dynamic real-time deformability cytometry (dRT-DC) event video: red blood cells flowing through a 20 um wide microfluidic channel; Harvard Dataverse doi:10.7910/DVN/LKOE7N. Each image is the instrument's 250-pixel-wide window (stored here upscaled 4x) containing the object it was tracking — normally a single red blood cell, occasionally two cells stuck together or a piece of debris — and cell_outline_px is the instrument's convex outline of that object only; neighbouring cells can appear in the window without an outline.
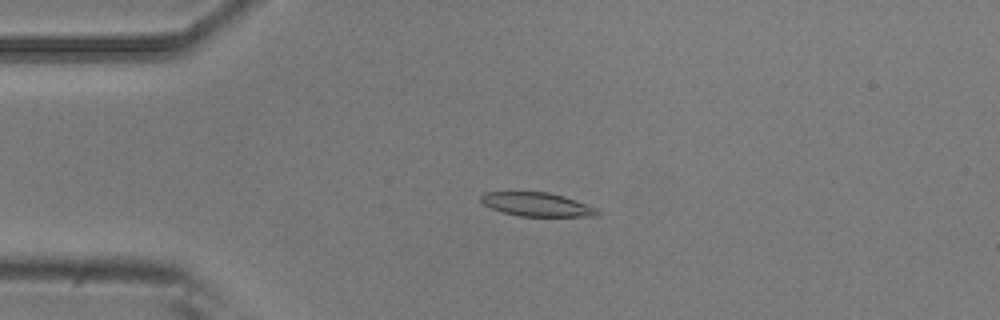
{"species": "common noctule bat (a hibernating species)", "species_latin": "Nyctalus noctula", "temperature_condition": "room temperature", "stored_images_in_passage": 4, "camera_frame_rate_fps": 3000, "um_per_image_px": 0.085, "animal": {"sex": "male", "body_mass_g": 20.5, "forearm_length_mm": 52.5}, "frame": {"image": 1, "passage_image": 3, "time_ms": 0.667, "image_size_px": [1000, 320], "cell_outline_px": [[600, 216], [520, 216], [504, 212], [492, 208], [484, 204], [480, 200], [480, 196], [484, 192], [548, 192], [564, 196], [596, 208], [600, 212]], "centroid_in_image_um": [45.64, 17.37], "position_along_channel_um": 39.4, "area_um2": 15.95}}